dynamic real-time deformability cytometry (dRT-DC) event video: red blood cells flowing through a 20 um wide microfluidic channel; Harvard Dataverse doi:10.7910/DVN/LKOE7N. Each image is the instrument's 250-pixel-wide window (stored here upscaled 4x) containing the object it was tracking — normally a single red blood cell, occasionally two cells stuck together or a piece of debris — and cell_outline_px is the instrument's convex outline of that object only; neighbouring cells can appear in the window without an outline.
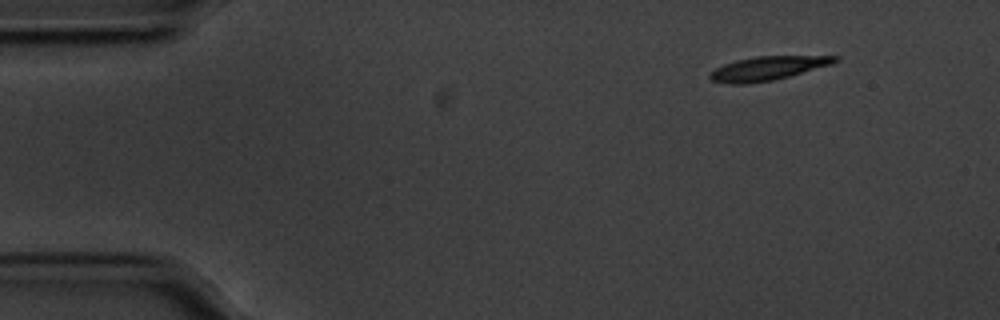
{"species": "common noctule bat (a hibernating species)", "species_latin": "Nyctalus noctula", "temperature_condition": "cold", "stored_images_in_passage": 51, "camera_frame_rate_fps": 3000, "um_per_image_px": 0.085, "animal": {"sex": "male", "body_mass_g": 20.1, "forearm_length_mm": 53.5}, "frame": {"image": 1, "passage_image": 1, "time_ms": 0.0, "image_size_px": [1000, 320], "cell_outline_px": [[840, 60], [832, 64], [788, 76], [772, 80], [744, 84], [728, 84], [712, 80], [708, 76], [716, 68], [724, 64], [736, 60], [756, 56], [840, 56]], "centroid_in_image_um": [65.26, 5.8], "position_along_channel_um": 19.7, "area_um2": 17.17}}
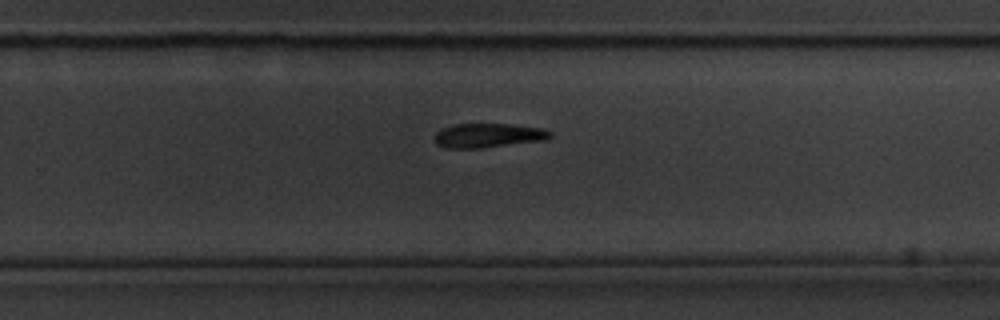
{"frame": {"image": 2, "passage_image": 31, "time_ms": 10.0, "image_size_px": [1000, 320], "cell_outline_px": [[552, 136], [544, 140], [480, 148], [444, 148], [436, 144], [436, 132], [440, 128], [452, 124], [512, 124], [544, 128], [552, 132]], "centroid_in_image_um": [41.49, 11.5], "position_along_channel_um": 288.3, "area_um2": 16.42}}
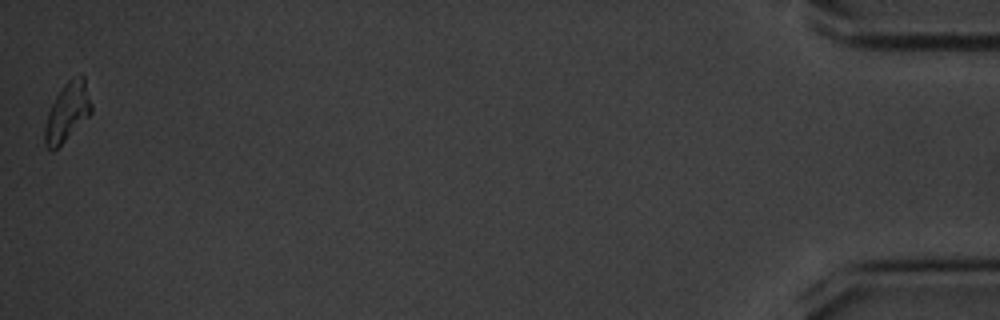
{"frame": {"image": 3, "passage_image": 51, "time_ms": 16.667, "image_size_px": [1000, 320], "cell_outline_px": [[92, 112], [52, 152], [44, 144], [44, 128], [48, 112], [56, 96], [64, 84], [72, 76], [80, 72], [84, 76], [92, 104]], "centroid_in_image_um": [5.72, 9.46], "position_along_channel_um": 429.5, "area_um2": 15.78}, "authors_computed_cell_mechanics": {"area_um2": 17.2822, "velocity_mm_per_s": 3.5171, "shape_relaxation_time_tau1_ms": 2.2914, "shape_relaxation_time_tau2_ms": null, "deformation_change_tau1": 0.1211, "deformation_change_tau2": null}}